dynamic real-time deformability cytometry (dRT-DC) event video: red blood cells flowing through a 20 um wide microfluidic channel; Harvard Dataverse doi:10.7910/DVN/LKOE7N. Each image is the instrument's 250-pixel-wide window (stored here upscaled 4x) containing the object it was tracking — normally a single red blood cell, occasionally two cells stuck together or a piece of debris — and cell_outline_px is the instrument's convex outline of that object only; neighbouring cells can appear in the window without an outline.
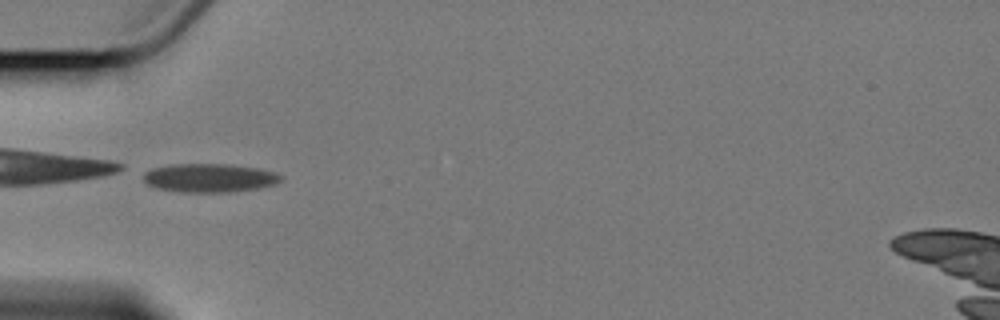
{"species": "Egyptian fruit bat (a non-hibernating species)", "species_latin": "Rousettus aegyptiacus", "temperature_condition": "cold", "stored_images_in_passage": 5, "camera_frame_rate_fps": 3000, "um_per_image_px": 0.085, "animal": {"sex": "female"}, "frame": {"image": 1, "passage_image": 2, "time_ms": 1.333, "image_size_px": [1000, 320], "cell_outline_px": [[284, 180], [276, 184], [256, 188], [228, 192], [180, 192], [160, 188], [148, 184], [144, 180], [144, 172], [152, 168], [172, 164], [232, 164], [260, 168], [276, 172], [284, 176]], "centroid_in_image_um": [17.88, 15.11], "position_along_channel_um": 67.1, "area_um2": 23.06}}
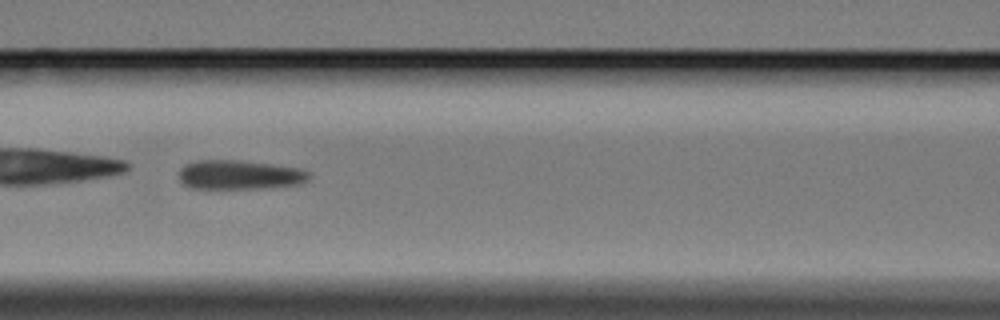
{"frame": {"image": 2, "passage_image": 4, "time_ms": 3.667, "image_size_px": [1000, 320], "cell_outline_px": [[312, 176], [308, 180], [300, 184], [260, 188], [192, 188], [184, 184], [180, 180], [180, 168], [184, 164], [196, 160], [240, 160], [272, 164], [300, 168], [312, 172]], "centroid_in_image_um": [20.4, 14.84], "position_along_channel_um": 146.2, "area_um2": 22.31}}
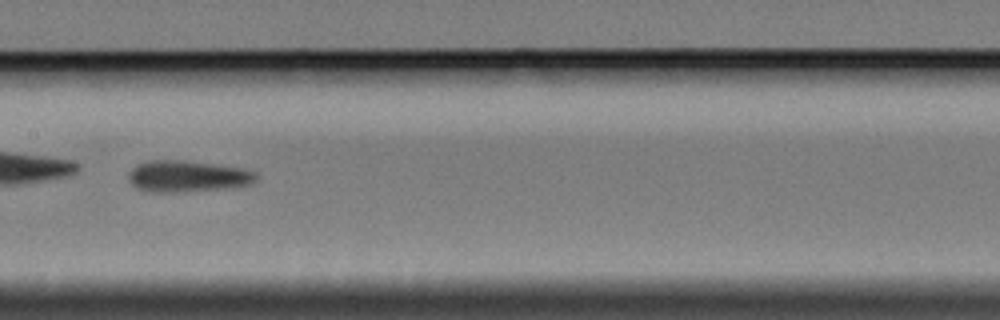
{"frame": {"image": 3, "passage_image": 5, "time_ms": 5.0, "image_size_px": [1000, 320], "cell_outline_px": [[260, 176], [252, 184], [224, 188], [172, 192], [156, 192], [136, 188], [128, 180], [128, 172], [136, 164], [148, 160], [188, 160], [220, 164], [244, 168], [256, 172]], "centroid_in_image_um": [15.96, 14.95], "position_along_channel_um": 191.4, "area_um2": 23.7}}